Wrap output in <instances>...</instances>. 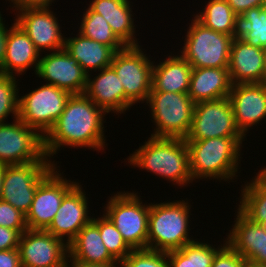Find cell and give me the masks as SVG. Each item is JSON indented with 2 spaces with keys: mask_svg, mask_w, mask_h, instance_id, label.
<instances>
[{
  "mask_svg": "<svg viewBox=\"0 0 266 267\" xmlns=\"http://www.w3.org/2000/svg\"><path fill=\"white\" fill-rule=\"evenodd\" d=\"M52 8L12 9L15 22L29 36L40 53L53 52L64 48L65 36L62 34L56 12ZM16 11V12H15ZM61 29V30H60Z\"/></svg>",
  "mask_w": 266,
  "mask_h": 267,
  "instance_id": "obj_15",
  "label": "cell"
},
{
  "mask_svg": "<svg viewBox=\"0 0 266 267\" xmlns=\"http://www.w3.org/2000/svg\"><path fill=\"white\" fill-rule=\"evenodd\" d=\"M67 260H80L88 263L120 264L107 250L101 239L98 225L91 220L68 245Z\"/></svg>",
  "mask_w": 266,
  "mask_h": 267,
  "instance_id": "obj_27",
  "label": "cell"
},
{
  "mask_svg": "<svg viewBox=\"0 0 266 267\" xmlns=\"http://www.w3.org/2000/svg\"><path fill=\"white\" fill-rule=\"evenodd\" d=\"M145 104L149 106L150 120L155 126L150 136L187 137L195 106L188 93L151 91Z\"/></svg>",
  "mask_w": 266,
  "mask_h": 267,
  "instance_id": "obj_6",
  "label": "cell"
},
{
  "mask_svg": "<svg viewBox=\"0 0 266 267\" xmlns=\"http://www.w3.org/2000/svg\"><path fill=\"white\" fill-rule=\"evenodd\" d=\"M76 32L74 37H65L64 49L78 61L82 69L89 74L110 67L115 51Z\"/></svg>",
  "mask_w": 266,
  "mask_h": 267,
  "instance_id": "obj_26",
  "label": "cell"
},
{
  "mask_svg": "<svg viewBox=\"0 0 266 267\" xmlns=\"http://www.w3.org/2000/svg\"><path fill=\"white\" fill-rule=\"evenodd\" d=\"M141 47L126 46L115 52L110 65L124 87L125 112L140 102L146 103L152 90L154 62Z\"/></svg>",
  "mask_w": 266,
  "mask_h": 267,
  "instance_id": "obj_8",
  "label": "cell"
},
{
  "mask_svg": "<svg viewBox=\"0 0 266 267\" xmlns=\"http://www.w3.org/2000/svg\"><path fill=\"white\" fill-rule=\"evenodd\" d=\"M0 267H22L18 248L0 250Z\"/></svg>",
  "mask_w": 266,
  "mask_h": 267,
  "instance_id": "obj_40",
  "label": "cell"
},
{
  "mask_svg": "<svg viewBox=\"0 0 266 267\" xmlns=\"http://www.w3.org/2000/svg\"><path fill=\"white\" fill-rule=\"evenodd\" d=\"M59 164L31 162L7 165L4 172L2 201L10 203L25 216L29 212L39 183Z\"/></svg>",
  "mask_w": 266,
  "mask_h": 267,
  "instance_id": "obj_11",
  "label": "cell"
},
{
  "mask_svg": "<svg viewBox=\"0 0 266 267\" xmlns=\"http://www.w3.org/2000/svg\"><path fill=\"white\" fill-rule=\"evenodd\" d=\"M245 138L247 140V137H216L186 141L193 182H199L201 179L229 184L236 182L235 179L241 173V151Z\"/></svg>",
  "mask_w": 266,
  "mask_h": 267,
  "instance_id": "obj_2",
  "label": "cell"
},
{
  "mask_svg": "<svg viewBox=\"0 0 266 267\" xmlns=\"http://www.w3.org/2000/svg\"><path fill=\"white\" fill-rule=\"evenodd\" d=\"M263 8H264V10L266 11V0L264 1Z\"/></svg>",
  "mask_w": 266,
  "mask_h": 267,
  "instance_id": "obj_48",
  "label": "cell"
},
{
  "mask_svg": "<svg viewBox=\"0 0 266 267\" xmlns=\"http://www.w3.org/2000/svg\"><path fill=\"white\" fill-rule=\"evenodd\" d=\"M257 174L266 182V166L260 168Z\"/></svg>",
  "mask_w": 266,
  "mask_h": 267,
  "instance_id": "obj_46",
  "label": "cell"
},
{
  "mask_svg": "<svg viewBox=\"0 0 266 267\" xmlns=\"http://www.w3.org/2000/svg\"><path fill=\"white\" fill-rule=\"evenodd\" d=\"M239 37L251 46L266 48V11L263 6L251 8L239 17Z\"/></svg>",
  "mask_w": 266,
  "mask_h": 267,
  "instance_id": "obj_32",
  "label": "cell"
},
{
  "mask_svg": "<svg viewBox=\"0 0 266 267\" xmlns=\"http://www.w3.org/2000/svg\"><path fill=\"white\" fill-rule=\"evenodd\" d=\"M16 76L0 73V123H6L11 115L13 120L18 118V101L20 88Z\"/></svg>",
  "mask_w": 266,
  "mask_h": 267,
  "instance_id": "obj_34",
  "label": "cell"
},
{
  "mask_svg": "<svg viewBox=\"0 0 266 267\" xmlns=\"http://www.w3.org/2000/svg\"><path fill=\"white\" fill-rule=\"evenodd\" d=\"M233 12L240 17L247 10L262 7L265 0H226Z\"/></svg>",
  "mask_w": 266,
  "mask_h": 267,
  "instance_id": "obj_39",
  "label": "cell"
},
{
  "mask_svg": "<svg viewBox=\"0 0 266 267\" xmlns=\"http://www.w3.org/2000/svg\"><path fill=\"white\" fill-rule=\"evenodd\" d=\"M52 162L44 151V137L19 118L0 123V163L21 165Z\"/></svg>",
  "mask_w": 266,
  "mask_h": 267,
  "instance_id": "obj_10",
  "label": "cell"
},
{
  "mask_svg": "<svg viewBox=\"0 0 266 267\" xmlns=\"http://www.w3.org/2000/svg\"><path fill=\"white\" fill-rule=\"evenodd\" d=\"M47 53V54H46ZM36 77L71 94H82L87 85V73L64 48L41 54Z\"/></svg>",
  "mask_w": 266,
  "mask_h": 267,
  "instance_id": "obj_16",
  "label": "cell"
},
{
  "mask_svg": "<svg viewBox=\"0 0 266 267\" xmlns=\"http://www.w3.org/2000/svg\"><path fill=\"white\" fill-rule=\"evenodd\" d=\"M262 83L266 85V48L263 49V77Z\"/></svg>",
  "mask_w": 266,
  "mask_h": 267,
  "instance_id": "obj_45",
  "label": "cell"
},
{
  "mask_svg": "<svg viewBox=\"0 0 266 267\" xmlns=\"http://www.w3.org/2000/svg\"><path fill=\"white\" fill-rule=\"evenodd\" d=\"M216 137H245L238 129L229 97L195 103L186 141Z\"/></svg>",
  "mask_w": 266,
  "mask_h": 267,
  "instance_id": "obj_12",
  "label": "cell"
},
{
  "mask_svg": "<svg viewBox=\"0 0 266 267\" xmlns=\"http://www.w3.org/2000/svg\"><path fill=\"white\" fill-rule=\"evenodd\" d=\"M120 267H169L167 252L149 249L132 250Z\"/></svg>",
  "mask_w": 266,
  "mask_h": 267,
  "instance_id": "obj_35",
  "label": "cell"
},
{
  "mask_svg": "<svg viewBox=\"0 0 266 267\" xmlns=\"http://www.w3.org/2000/svg\"><path fill=\"white\" fill-rule=\"evenodd\" d=\"M0 226L17 230L22 234L27 230L25 215L10 203L0 200Z\"/></svg>",
  "mask_w": 266,
  "mask_h": 267,
  "instance_id": "obj_36",
  "label": "cell"
},
{
  "mask_svg": "<svg viewBox=\"0 0 266 267\" xmlns=\"http://www.w3.org/2000/svg\"><path fill=\"white\" fill-rule=\"evenodd\" d=\"M246 259L226 243L215 255L211 267H244Z\"/></svg>",
  "mask_w": 266,
  "mask_h": 267,
  "instance_id": "obj_37",
  "label": "cell"
},
{
  "mask_svg": "<svg viewBox=\"0 0 266 267\" xmlns=\"http://www.w3.org/2000/svg\"><path fill=\"white\" fill-rule=\"evenodd\" d=\"M78 182L62 199L61 205L51 224L46 229L49 233L69 245L78 232L88 224L93 215L88 205L89 197ZM90 214V215H89ZM92 216V217H91Z\"/></svg>",
  "mask_w": 266,
  "mask_h": 267,
  "instance_id": "obj_17",
  "label": "cell"
},
{
  "mask_svg": "<svg viewBox=\"0 0 266 267\" xmlns=\"http://www.w3.org/2000/svg\"><path fill=\"white\" fill-rule=\"evenodd\" d=\"M7 165L0 163V200L2 199V184H3V178H4V172Z\"/></svg>",
  "mask_w": 266,
  "mask_h": 267,
  "instance_id": "obj_44",
  "label": "cell"
},
{
  "mask_svg": "<svg viewBox=\"0 0 266 267\" xmlns=\"http://www.w3.org/2000/svg\"><path fill=\"white\" fill-rule=\"evenodd\" d=\"M190 202L186 198L150 203L147 249L169 252L181 249L187 243L196 240L194 236H190Z\"/></svg>",
  "mask_w": 266,
  "mask_h": 267,
  "instance_id": "obj_4",
  "label": "cell"
},
{
  "mask_svg": "<svg viewBox=\"0 0 266 267\" xmlns=\"http://www.w3.org/2000/svg\"><path fill=\"white\" fill-rule=\"evenodd\" d=\"M82 20L78 26V32L84 37L110 46L115 52L124 49L126 46L113 33L111 26L104 17L93 12L89 7L84 9Z\"/></svg>",
  "mask_w": 266,
  "mask_h": 267,
  "instance_id": "obj_31",
  "label": "cell"
},
{
  "mask_svg": "<svg viewBox=\"0 0 266 267\" xmlns=\"http://www.w3.org/2000/svg\"><path fill=\"white\" fill-rule=\"evenodd\" d=\"M18 250L22 267H66L68 245L46 230L27 229Z\"/></svg>",
  "mask_w": 266,
  "mask_h": 267,
  "instance_id": "obj_14",
  "label": "cell"
},
{
  "mask_svg": "<svg viewBox=\"0 0 266 267\" xmlns=\"http://www.w3.org/2000/svg\"><path fill=\"white\" fill-rule=\"evenodd\" d=\"M20 235L17 230L0 226V250L18 248Z\"/></svg>",
  "mask_w": 266,
  "mask_h": 267,
  "instance_id": "obj_38",
  "label": "cell"
},
{
  "mask_svg": "<svg viewBox=\"0 0 266 267\" xmlns=\"http://www.w3.org/2000/svg\"><path fill=\"white\" fill-rule=\"evenodd\" d=\"M228 71L233 85L262 83L263 49L249 45L239 36L231 44Z\"/></svg>",
  "mask_w": 266,
  "mask_h": 267,
  "instance_id": "obj_22",
  "label": "cell"
},
{
  "mask_svg": "<svg viewBox=\"0 0 266 267\" xmlns=\"http://www.w3.org/2000/svg\"><path fill=\"white\" fill-rule=\"evenodd\" d=\"M66 267H120V264L88 263L80 260H67Z\"/></svg>",
  "mask_w": 266,
  "mask_h": 267,
  "instance_id": "obj_43",
  "label": "cell"
},
{
  "mask_svg": "<svg viewBox=\"0 0 266 267\" xmlns=\"http://www.w3.org/2000/svg\"><path fill=\"white\" fill-rule=\"evenodd\" d=\"M170 53L159 63L154 61L151 91L188 93L192 66L179 51L177 55Z\"/></svg>",
  "mask_w": 266,
  "mask_h": 267,
  "instance_id": "obj_24",
  "label": "cell"
},
{
  "mask_svg": "<svg viewBox=\"0 0 266 267\" xmlns=\"http://www.w3.org/2000/svg\"><path fill=\"white\" fill-rule=\"evenodd\" d=\"M235 122L241 133L246 135L250 129L262 121L266 123V85L263 83L235 84L229 94Z\"/></svg>",
  "mask_w": 266,
  "mask_h": 267,
  "instance_id": "obj_18",
  "label": "cell"
},
{
  "mask_svg": "<svg viewBox=\"0 0 266 267\" xmlns=\"http://www.w3.org/2000/svg\"><path fill=\"white\" fill-rule=\"evenodd\" d=\"M142 144L124 159H127L124 161L126 164L141 171L146 170L174 186L178 185L180 188L191 186L193 179L190 174L189 151L185 139L150 136Z\"/></svg>",
  "mask_w": 266,
  "mask_h": 267,
  "instance_id": "obj_3",
  "label": "cell"
},
{
  "mask_svg": "<svg viewBox=\"0 0 266 267\" xmlns=\"http://www.w3.org/2000/svg\"><path fill=\"white\" fill-rule=\"evenodd\" d=\"M207 2V3H206ZM204 8L194 16L205 27L216 32L239 36V17L233 12L226 0H208Z\"/></svg>",
  "mask_w": 266,
  "mask_h": 267,
  "instance_id": "obj_29",
  "label": "cell"
},
{
  "mask_svg": "<svg viewBox=\"0 0 266 267\" xmlns=\"http://www.w3.org/2000/svg\"><path fill=\"white\" fill-rule=\"evenodd\" d=\"M2 11H0V67L2 66L4 57H5V48H6V41L7 35L9 30V24L6 25L5 18H3Z\"/></svg>",
  "mask_w": 266,
  "mask_h": 267,
  "instance_id": "obj_42",
  "label": "cell"
},
{
  "mask_svg": "<svg viewBox=\"0 0 266 267\" xmlns=\"http://www.w3.org/2000/svg\"><path fill=\"white\" fill-rule=\"evenodd\" d=\"M92 220L98 225L101 239L109 253L120 263L133 250L123 239L112 221L104 214Z\"/></svg>",
  "mask_w": 266,
  "mask_h": 267,
  "instance_id": "obj_33",
  "label": "cell"
},
{
  "mask_svg": "<svg viewBox=\"0 0 266 267\" xmlns=\"http://www.w3.org/2000/svg\"><path fill=\"white\" fill-rule=\"evenodd\" d=\"M110 195L103 213L133 250L147 249L150 203L142 202L138 191H117Z\"/></svg>",
  "mask_w": 266,
  "mask_h": 267,
  "instance_id": "obj_5",
  "label": "cell"
},
{
  "mask_svg": "<svg viewBox=\"0 0 266 267\" xmlns=\"http://www.w3.org/2000/svg\"><path fill=\"white\" fill-rule=\"evenodd\" d=\"M6 1H9L8 3H9L10 5L14 2V0H6Z\"/></svg>",
  "mask_w": 266,
  "mask_h": 267,
  "instance_id": "obj_49",
  "label": "cell"
},
{
  "mask_svg": "<svg viewBox=\"0 0 266 267\" xmlns=\"http://www.w3.org/2000/svg\"><path fill=\"white\" fill-rule=\"evenodd\" d=\"M232 82L228 68H192L188 95L194 103L229 97Z\"/></svg>",
  "mask_w": 266,
  "mask_h": 267,
  "instance_id": "obj_25",
  "label": "cell"
},
{
  "mask_svg": "<svg viewBox=\"0 0 266 267\" xmlns=\"http://www.w3.org/2000/svg\"><path fill=\"white\" fill-rule=\"evenodd\" d=\"M13 21L8 30L5 57L0 73L19 78L24 72L26 74L27 69L32 68L36 74L41 53L23 29L14 19Z\"/></svg>",
  "mask_w": 266,
  "mask_h": 267,
  "instance_id": "obj_20",
  "label": "cell"
},
{
  "mask_svg": "<svg viewBox=\"0 0 266 267\" xmlns=\"http://www.w3.org/2000/svg\"><path fill=\"white\" fill-rule=\"evenodd\" d=\"M208 241L196 238L181 249L167 252L169 267H211L216 253L227 241L223 238V244L218 246Z\"/></svg>",
  "mask_w": 266,
  "mask_h": 267,
  "instance_id": "obj_28",
  "label": "cell"
},
{
  "mask_svg": "<svg viewBox=\"0 0 266 267\" xmlns=\"http://www.w3.org/2000/svg\"><path fill=\"white\" fill-rule=\"evenodd\" d=\"M227 243L246 261L266 263V226L249 219L237 206Z\"/></svg>",
  "mask_w": 266,
  "mask_h": 267,
  "instance_id": "obj_19",
  "label": "cell"
},
{
  "mask_svg": "<svg viewBox=\"0 0 266 267\" xmlns=\"http://www.w3.org/2000/svg\"><path fill=\"white\" fill-rule=\"evenodd\" d=\"M131 0H90L88 7L104 17L125 46H139ZM132 3V4H131ZM138 39V40H137Z\"/></svg>",
  "mask_w": 266,
  "mask_h": 267,
  "instance_id": "obj_23",
  "label": "cell"
},
{
  "mask_svg": "<svg viewBox=\"0 0 266 267\" xmlns=\"http://www.w3.org/2000/svg\"><path fill=\"white\" fill-rule=\"evenodd\" d=\"M54 1L55 0H14L9 6L11 9L53 8L51 5Z\"/></svg>",
  "mask_w": 266,
  "mask_h": 267,
  "instance_id": "obj_41",
  "label": "cell"
},
{
  "mask_svg": "<svg viewBox=\"0 0 266 267\" xmlns=\"http://www.w3.org/2000/svg\"><path fill=\"white\" fill-rule=\"evenodd\" d=\"M244 267H265L264 264H257L251 261H246Z\"/></svg>",
  "mask_w": 266,
  "mask_h": 267,
  "instance_id": "obj_47",
  "label": "cell"
},
{
  "mask_svg": "<svg viewBox=\"0 0 266 267\" xmlns=\"http://www.w3.org/2000/svg\"><path fill=\"white\" fill-rule=\"evenodd\" d=\"M241 185L238 208L253 222L266 226V182L255 173Z\"/></svg>",
  "mask_w": 266,
  "mask_h": 267,
  "instance_id": "obj_30",
  "label": "cell"
},
{
  "mask_svg": "<svg viewBox=\"0 0 266 267\" xmlns=\"http://www.w3.org/2000/svg\"><path fill=\"white\" fill-rule=\"evenodd\" d=\"M106 115L107 113L84 93L71 94L64 111L44 136L46 156L55 163L54 155L57 157L65 146L104 152L106 145L108 146L104 125Z\"/></svg>",
  "mask_w": 266,
  "mask_h": 267,
  "instance_id": "obj_1",
  "label": "cell"
},
{
  "mask_svg": "<svg viewBox=\"0 0 266 267\" xmlns=\"http://www.w3.org/2000/svg\"><path fill=\"white\" fill-rule=\"evenodd\" d=\"M92 74H87L84 94L107 114H125V91L115 70L110 66Z\"/></svg>",
  "mask_w": 266,
  "mask_h": 267,
  "instance_id": "obj_21",
  "label": "cell"
},
{
  "mask_svg": "<svg viewBox=\"0 0 266 267\" xmlns=\"http://www.w3.org/2000/svg\"><path fill=\"white\" fill-rule=\"evenodd\" d=\"M56 166L38 185L31 208L25 216L27 229L46 230L64 196L79 182L71 181Z\"/></svg>",
  "mask_w": 266,
  "mask_h": 267,
  "instance_id": "obj_13",
  "label": "cell"
},
{
  "mask_svg": "<svg viewBox=\"0 0 266 267\" xmlns=\"http://www.w3.org/2000/svg\"><path fill=\"white\" fill-rule=\"evenodd\" d=\"M179 49L192 68H228L233 36L205 27L194 16Z\"/></svg>",
  "mask_w": 266,
  "mask_h": 267,
  "instance_id": "obj_7",
  "label": "cell"
},
{
  "mask_svg": "<svg viewBox=\"0 0 266 267\" xmlns=\"http://www.w3.org/2000/svg\"><path fill=\"white\" fill-rule=\"evenodd\" d=\"M70 96L64 89L43 83L19 96L18 118L44 137L64 111Z\"/></svg>",
  "mask_w": 266,
  "mask_h": 267,
  "instance_id": "obj_9",
  "label": "cell"
}]
</instances>
